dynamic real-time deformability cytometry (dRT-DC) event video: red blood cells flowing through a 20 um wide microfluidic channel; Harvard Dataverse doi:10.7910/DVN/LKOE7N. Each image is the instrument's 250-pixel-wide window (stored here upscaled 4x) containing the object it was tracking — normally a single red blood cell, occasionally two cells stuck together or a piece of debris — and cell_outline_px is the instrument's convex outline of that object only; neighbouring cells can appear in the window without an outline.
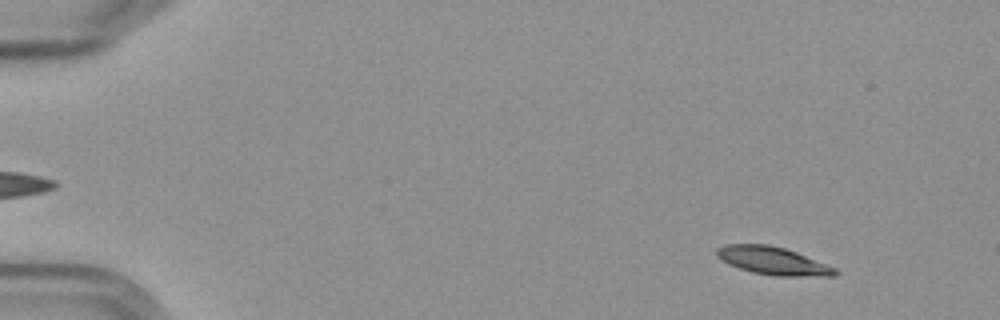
{"species": "Egyptian fruit bat (a non-hibernating species)", "species_latin": "Rousettus aegyptiacus", "temperature_condition": "cold", "stored_images_in_passage": 19, "camera_frame_rate_fps": 3000, "um_per_image_px": 0.085, "frame": {"image": 1, "passage_image": 6, "time_ms": 1.667, "image_size_px": [1000, 320], "cell_outline_px": [[840, 272], [836, 276], [776, 276], [752, 272], [728, 264], [720, 260], [716, 256], [716, 248], [724, 244], [768, 244], [784, 248], [796, 252], [836, 268]], "centroid_in_image_um": [65.68, 22.17], "position_along_channel_um": 19.3, "area_um2": 19.31}}
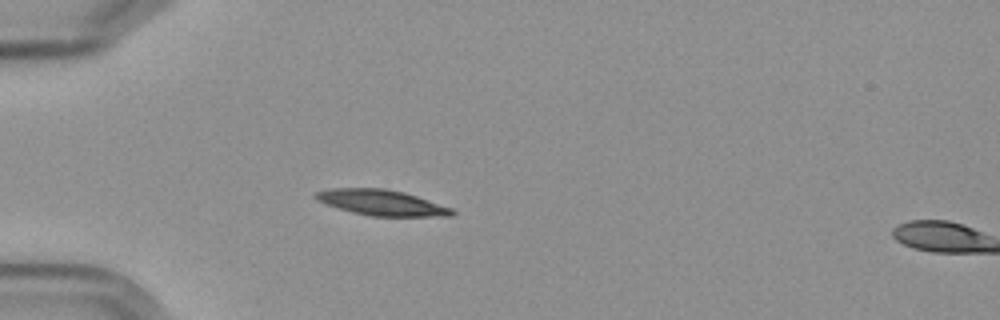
{"frame": {"image": 2, "passage_image": 17, "time_ms": 5.333, "image_size_px": [1000, 320], "cell_outline_px": [[456, 212], [452, 216], [372, 216], [352, 212], [324, 204], [316, 200], [312, 196], [316, 192], [332, 188], [384, 188], [404, 192], [452, 208]], "centroid_in_image_um": [32.4, 17.22], "position_along_channel_um": 52.6, "area_um2": 20.35}}